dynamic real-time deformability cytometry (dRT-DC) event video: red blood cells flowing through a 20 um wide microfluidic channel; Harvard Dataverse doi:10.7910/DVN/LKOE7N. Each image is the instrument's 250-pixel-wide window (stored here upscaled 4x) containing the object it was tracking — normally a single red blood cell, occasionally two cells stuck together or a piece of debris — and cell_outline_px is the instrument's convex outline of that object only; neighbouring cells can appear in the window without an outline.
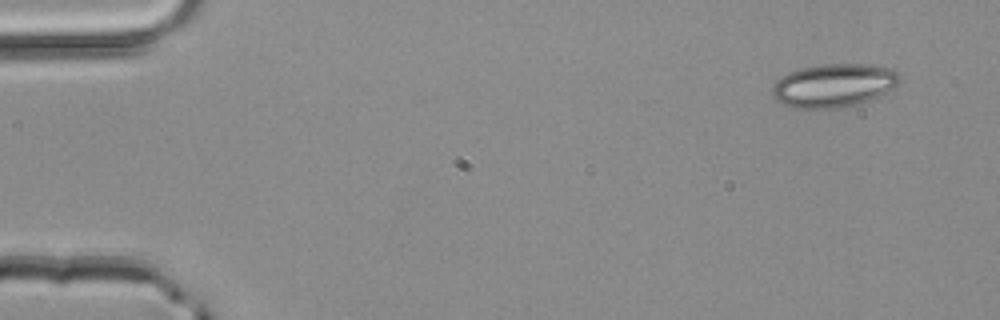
{"species": "common noctule bat (a hibernating species)", "species_latin": "Nyctalus noctula", "temperature_condition": "room temperature", "stored_images_in_passage": 4, "camera_frame_rate_fps": 3000, "um_per_image_px": 0.085, "animal": {"sex": "male", "body_mass_g": 20.4}, "frame": {"image": 1, "passage_image": 1, "time_ms": 0.0, "image_size_px": [1000, 320], "cell_outline_px": [[904, 80], [900, 84], [868, 100], [856, 104], [836, 108], [792, 108], [776, 100], [772, 96], [772, 84], [780, 76], [788, 72], [800, 68], [824, 64], [872, 64], [892, 68]], "centroid_in_image_um": [70.85, 7.24], "position_along_channel_um": 14.1, "area_um2": 32.43}}